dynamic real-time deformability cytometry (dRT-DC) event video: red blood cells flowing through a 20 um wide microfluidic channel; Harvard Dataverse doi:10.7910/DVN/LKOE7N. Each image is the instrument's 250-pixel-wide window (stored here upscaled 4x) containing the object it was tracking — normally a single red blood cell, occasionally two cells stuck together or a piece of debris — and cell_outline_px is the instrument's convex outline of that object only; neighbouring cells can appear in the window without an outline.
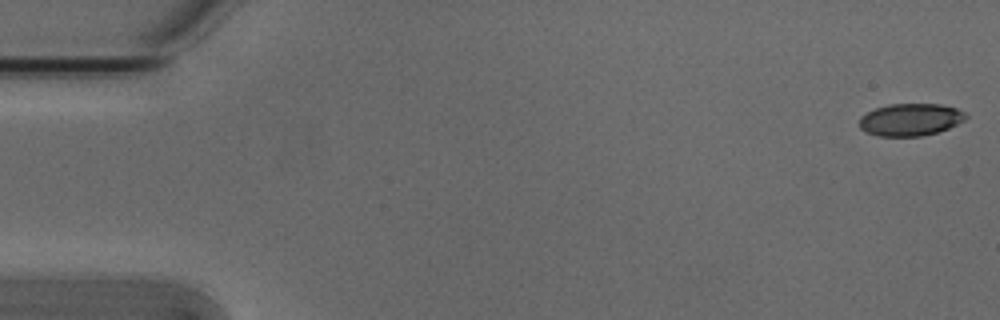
{"species": "Egyptian fruit bat (a non-hibernating species)", "species_latin": "Rousettus aegyptiacus", "temperature_condition": "cold", "stored_images_in_passage": 5, "camera_frame_rate_fps": 3000, "um_per_image_px": 0.085, "animal": {"sex": "male"}, "frame": {"image": 1, "passage_image": 1, "time_ms": 0.0, "image_size_px": [1000, 320], "cell_outline_px": [[968, 116], [964, 120], [948, 128], [936, 132], [920, 136], [880, 136], [868, 132], [860, 128], [860, 116], [876, 108], [892, 104], [940, 104], [956, 108], [964, 112]], "centroid_in_image_um": [77.39, 10.16], "position_along_channel_um": 7.6, "area_um2": 19.77}}
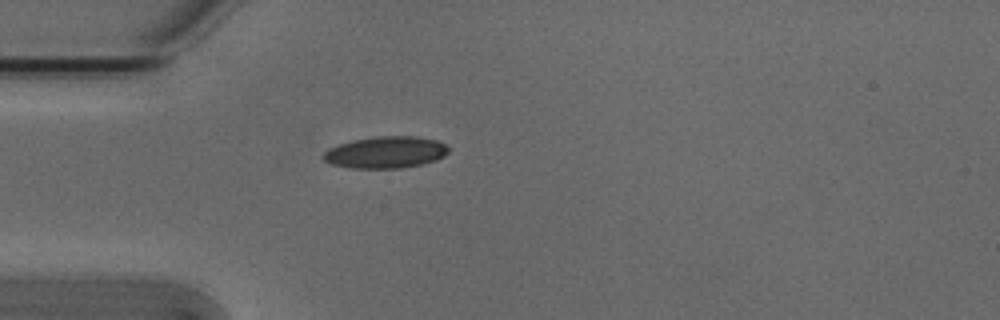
{"frame": {"image": 2, "passage_image": 5, "time_ms": 1.333, "image_size_px": [1000, 320], "cell_outline_px": [[448, 152], [444, 156], [436, 160], [420, 164], [400, 168], [352, 168], [332, 164], [324, 160], [320, 156], [328, 148], [352, 140], [372, 136], [416, 136], [436, 140], [444, 144], [448, 148]], "centroid_in_image_um": [32.75, 12.94], "position_along_channel_um": 52.3, "area_um2": 23.18}}